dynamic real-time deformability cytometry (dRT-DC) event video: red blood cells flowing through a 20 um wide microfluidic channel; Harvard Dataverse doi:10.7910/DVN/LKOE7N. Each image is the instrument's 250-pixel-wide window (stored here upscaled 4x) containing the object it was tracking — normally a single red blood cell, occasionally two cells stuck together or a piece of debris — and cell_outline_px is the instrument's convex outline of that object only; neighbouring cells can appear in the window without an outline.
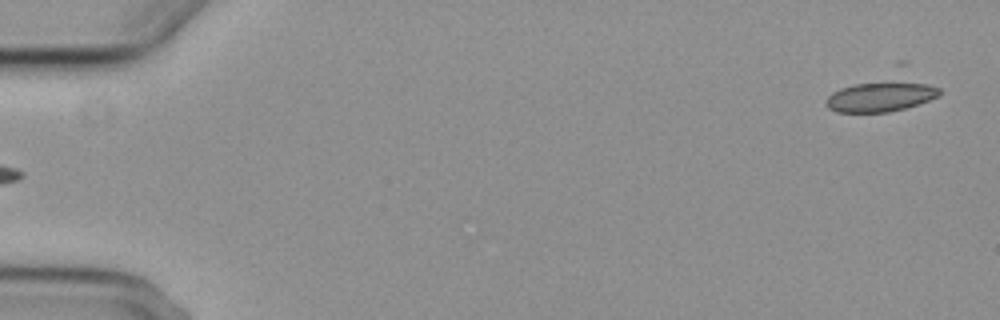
{"species": "common noctule bat (a hibernating species)", "species_latin": "Nyctalus noctula", "temperature_condition": "cold", "stored_images_in_passage": 6, "segment_of_instrument_passage": [2, 2], "camera_frame_rate_fps": 3000, "um_per_image_px": 0.085, "animal": {"sex": "female", "body_mass_g": 29.2, "forearm_length_mm": 56.3}, "frame": {"image": 1, "passage_image": 6, "time_ms": 6.667, "image_size_px": [1000, 320], "cell_outline_px": [[940, 96], [904, 108], [888, 112], [836, 112], [828, 108], [824, 104], [828, 96], [832, 92], [840, 88], [856, 84], [896, 80], [908, 80], [928, 84], [940, 88]], "centroid_in_image_um": [74.85, 8.19], "position_along_channel_um": 10.2, "area_um2": 20.06}}